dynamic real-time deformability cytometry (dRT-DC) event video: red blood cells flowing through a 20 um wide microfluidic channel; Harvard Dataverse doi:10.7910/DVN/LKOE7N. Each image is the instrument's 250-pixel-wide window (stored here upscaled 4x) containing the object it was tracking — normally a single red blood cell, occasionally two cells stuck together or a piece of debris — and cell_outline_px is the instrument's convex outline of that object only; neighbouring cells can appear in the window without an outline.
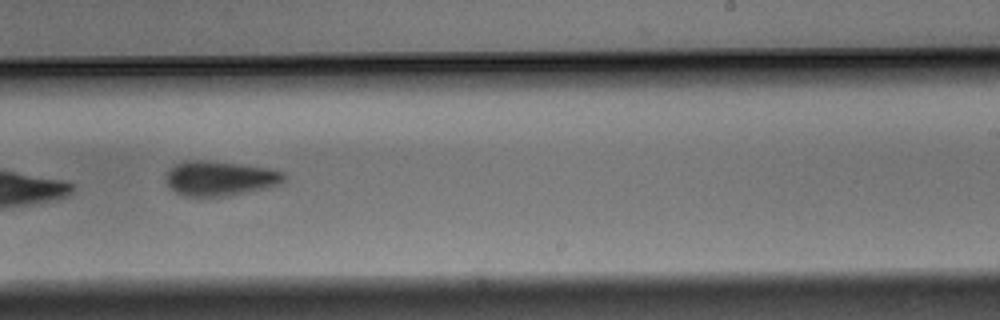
{"species": "Egyptian fruit bat (a non-hibernating species)", "species_latin": "Rousettus aegyptiacus", "temperature_condition": "warm", "stored_images_in_passage": 16, "camera_frame_rate_fps": 3000, "um_per_image_px": 0.085, "animal": {"sex": "male"}, "frame": {"image": 1, "passage_image": 10, "time_ms": 3.0, "image_size_px": [1000, 320], "cell_outline_px": [[288, 180], [280, 184], [268, 188], [228, 196], [184, 196], [176, 192], [164, 180], [164, 176], [168, 168], [184, 160], [212, 160], [272, 168], [284, 172], [288, 176]], "centroid_in_image_um": [18.74, 15.14], "position_along_channel_um": 270.3, "area_um2": 24.62}}
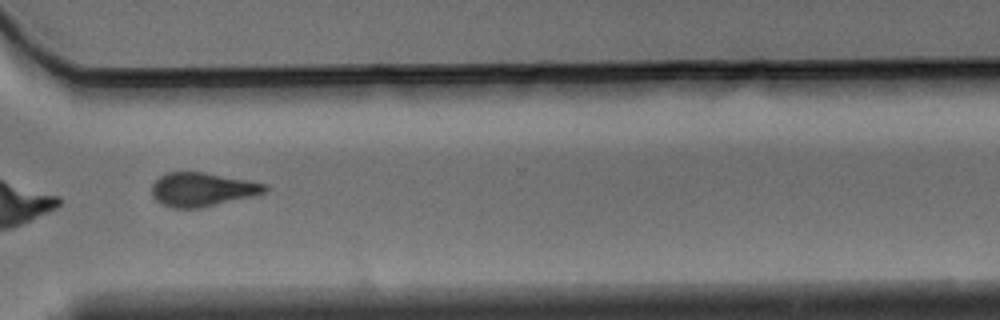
{"frame": {"image": 2, "passage_image": 12, "time_ms": 3.667, "image_size_px": [1000, 320], "cell_outline_px": [[268, 192], [200, 208], [172, 208], [156, 200], [152, 196], [152, 184], [160, 176], [168, 172], [204, 172], [248, 180], [268, 184]], "centroid_in_image_um": [17.2, 16.1], "position_along_channel_um": 353.4, "area_um2": 22.2}}
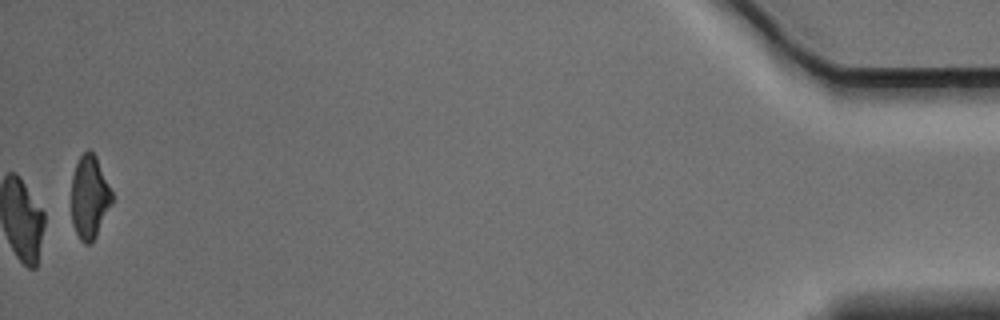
{"frame": {"image": 3, "passage_image": 16, "time_ms": 5.0, "image_size_px": [1000, 320], "cell_outline_px": [[112, 204], [96, 236], [88, 244], [84, 244], [80, 240], [72, 224], [72, 176], [76, 164], [80, 156], [88, 148], [96, 156], [112, 192]], "centroid_in_image_um": [7.6, 16.75], "position_along_channel_um": 427.6, "area_um2": 19.54}}